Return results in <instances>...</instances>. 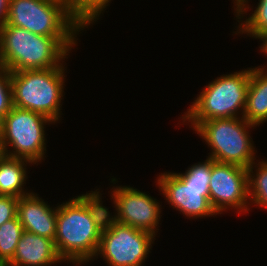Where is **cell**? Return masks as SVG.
Listing matches in <instances>:
<instances>
[{"label": "cell", "mask_w": 267, "mask_h": 266, "mask_svg": "<svg viewBox=\"0 0 267 266\" xmlns=\"http://www.w3.org/2000/svg\"><path fill=\"white\" fill-rule=\"evenodd\" d=\"M99 191H91L57 206L55 245L63 261L89 262L97 256L101 231L108 216Z\"/></svg>", "instance_id": "6da1fadb"}, {"label": "cell", "mask_w": 267, "mask_h": 266, "mask_svg": "<svg viewBox=\"0 0 267 266\" xmlns=\"http://www.w3.org/2000/svg\"><path fill=\"white\" fill-rule=\"evenodd\" d=\"M75 39L37 35L4 24L0 28V66L10 72L59 67L76 45Z\"/></svg>", "instance_id": "7a4b0ae2"}, {"label": "cell", "mask_w": 267, "mask_h": 266, "mask_svg": "<svg viewBox=\"0 0 267 266\" xmlns=\"http://www.w3.org/2000/svg\"><path fill=\"white\" fill-rule=\"evenodd\" d=\"M64 69L62 64L48 69L11 72L13 106L40 113L56 123L61 115Z\"/></svg>", "instance_id": "3957f363"}, {"label": "cell", "mask_w": 267, "mask_h": 266, "mask_svg": "<svg viewBox=\"0 0 267 266\" xmlns=\"http://www.w3.org/2000/svg\"><path fill=\"white\" fill-rule=\"evenodd\" d=\"M249 79L250 68L218 77L203 88L182 116L183 122H190L194 130L206 120L239 117L238 110L241 114L245 110Z\"/></svg>", "instance_id": "277c9868"}, {"label": "cell", "mask_w": 267, "mask_h": 266, "mask_svg": "<svg viewBox=\"0 0 267 266\" xmlns=\"http://www.w3.org/2000/svg\"><path fill=\"white\" fill-rule=\"evenodd\" d=\"M212 158L192 165L185 173H161L159 190L173 208L184 216L201 218L217 215L209 201V180Z\"/></svg>", "instance_id": "5b68a950"}, {"label": "cell", "mask_w": 267, "mask_h": 266, "mask_svg": "<svg viewBox=\"0 0 267 266\" xmlns=\"http://www.w3.org/2000/svg\"><path fill=\"white\" fill-rule=\"evenodd\" d=\"M252 127L255 125L243 117H235L206 120L194 130L210 146L209 158L249 168L256 160L254 144L248 132Z\"/></svg>", "instance_id": "8992f818"}, {"label": "cell", "mask_w": 267, "mask_h": 266, "mask_svg": "<svg viewBox=\"0 0 267 266\" xmlns=\"http://www.w3.org/2000/svg\"><path fill=\"white\" fill-rule=\"evenodd\" d=\"M6 25L48 37H76L83 30L60 0H9Z\"/></svg>", "instance_id": "52a82bcc"}, {"label": "cell", "mask_w": 267, "mask_h": 266, "mask_svg": "<svg viewBox=\"0 0 267 266\" xmlns=\"http://www.w3.org/2000/svg\"><path fill=\"white\" fill-rule=\"evenodd\" d=\"M47 123L54 122L40 113L13 106L0 122L1 152L33 164L41 162L46 153L44 126ZM7 146L13 147V152Z\"/></svg>", "instance_id": "ba28073f"}, {"label": "cell", "mask_w": 267, "mask_h": 266, "mask_svg": "<svg viewBox=\"0 0 267 266\" xmlns=\"http://www.w3.org/2000/svg\"><path fill=\"white\" fill-rule=\"evenodd\" d=\"M154 237L150 232L116 222L108 213L96 257L103 256L109 266H143Z\"/></svg>", "instance_id": "9c48e42d"}, {"label": "cell", "mask_w": 267, "mask_h": 266, "mask_svg": "<svg viewBox=\"0 0 267 266\" xmlns=\"http://www.w3.org/2000/svg\"><path fill=\"white\" fill-rule=\"evenodd\" d=\"M248 199L247 168L212 159L209 201L216 213L221 214L222 211H226L230 207L239 211L238 213L243 210V212L249 211Z\"/></svg>", "instance_id": "30bf717a"}, {"label": "cell", "mask_w": 267, "mask_h": 266, "mask_svg": "<svg viewBox=\"0 0 267 266\" xmlns=\"http://www.w3.org/2000/svg\"><path fill=\"white\" fill-rule=\"evenodd\" d=\"M116 215L110 218L116 222L130 225L152 233L158 232L161 205L154 198L130 186L116 187L111 192Z\"/></svg>", "instance_id": "8fae6325"}, {"label": "cell", "mask_w": 267, "mask_h": 266, "mask_svg": "<svg viewBox=\"0 0 267 266\" xmlns=\"http://www.w3.org/2000/svg\"><path fill=\"white\" fill-rule=\"evenodd\" d=\"M38 194L31 193L18 199L17 217L24 231L54 240L57 207L51 208Z\"/></svg>", "instance_id": "7c38bea8"}, {"label": "cell", "mask_w": 267, "mask_h": 266, "mask_svg": "<svg viewBox=\"0 0 267 266\" xmlns=\"http://www.w3.org/2000/svg\"><path fill=\"white\" fill-rule=\"evenodd\" d=\"M61 261L54 240L24 231L7 266H51Z\"/></svg>", "instance_id": "4fadbf2b"}, {"label": "cell", "mask_w": 267, "mask_h": 266, "mask_svg": "<svg viewBox=\"0 0 267 266\" xmlns=\"http://www.w3.org/2000/svg\"><path fill=\"white\" fill-rule=\"evenodd\" d=\"M265 71L262 67L250 68L246 105L242 115L256 127L267 121V71Z\"/></svg>", "instance_id": "5bb4252c"}, {"label": "cell", "mask_w": 267, "mask_h": 266, "mask_svg": "<svg viewBox=\"0 0 267 266\" xmlns=\"http://www.w3.org/2000/svg\"><path fill=\"white\" fill-rule=\"evenodd\" d=\"M31 161L10 157L5 154L0 155V194L2 196H12L21 198L22 196L28 195L24 191V184H26V164Z\"/></svg>", "instance_id": "9a60e30c"}, {"label": "cell", "mask_w": 267, "mask_h": 266, "mask_svg": "<svg viewBox=\"0 0 267 266\" xmlns=\"http://www.w3.org/2000/svg\"><path fill=\"white\" fill-rule=\"evenodd\" d=\"M111 0H63L69 15L84 29L97 21Z\"/></svg>", "instance_id": "2e32d148"}, {"label": "cell", "mask_w": 267, "mask_h": 266, "mask_svg": "<svg viewBox=\"0 0 267 266\" xmlns=\"http://www.w3.org/2000/svg\"><path fill=\"white\" fill-rule=\"evenodd\" d=\"M256 164V166H254ZM258 165V166H257ZM256 167V174L253 169ZM248 171V194L250 203L259 207L267 208V160L253 163L247 168Z\"/></svg>", "instance_id": "e0dca14e"}, {"label": "cell", "mask_w": 267, "mask_h": 266, "mask_svg": "<svg viewBox=\"0 0 267 266\" xmlns=\"http://www.w3.org/2000/svg\"><path fill=\"white\" fill-rule=\"evenodd\" d=\"M23 232L18 217L0 226V263L8 264L12 260Z\"/></svg>", "instance_id": "ac0fdd59"}, {"label": "cell", "mask_w": 267, "mask_h": 266, "mask_svg": "<svg viewBox=\"0 0 267 266\" xmlns=\"http://www.w3.org/2000/svg\"><path fill=\"white\" fill-rule=\"evenodd\" d=\"M238 33L249 34L250 37L257 38L267 31V0H259L258 6L254 13L243 23L240 24Z\"/></svg>", "instance_id": "d6986e66"}, {"label": "cell", "mask_w": 267, "mask_h": 266, "mask_svg": "<svg viewBox=\"0 0 267 266\" xmlns=\"http://www.w3.org/2000/svg\"><path fill=\"white\" fill-rule=\"evenodd\" d=\"M12 107L11 72L0 66V122Z\"/></svg>", "instance_id": "ffe728a7"}, {"label": "cell", "mask_w": 267, "mask_h": 266, "mask_svg": "<svg viewBox=\"0 0 267 266\" xmlns=\"http://www.w3.org/2000/svg\"><path fill=\"white\" fill-rule=\"evenodd\" d=\"M18 199L12 196L0 197V226L17 217Z\"/></svg>", "instance_id": "44dd1931"}, {"label": "cell", "mask_w": 267, "mask_h": 266, "mask_svg": "<svg viewBox=\"0 0 267 266\" xmlns=\"http://www.w3.org/2000/svg\"><path fill=\"white\" fill-rule=\"evenodd\" d=\"M9 0H0V28L6 24Z\"/></svg>", "instance_id": "7402d4cb"}, {"label": "cell", "mask_w": 267, "mask_h": 266, "mask_svg": "<svg viewBox=\"0 0 267 266\" xmlns=\"http://www.w3.org/2000/svg\"><path fill=\"white\" fill-rule=\"evenodd\" d=\"M235 6H236V17H238L237 19H241V17L243 18L244 16H242L245 12H247V7L249 8L248 1L247 0H235L234 2ZM240 16V17H239Z\"/></svg>", "instance_id": "603a6c76"}, {"label": "cell", "mask_w": 267, "mask_h": 266, "mask_svg": "<svg viewBox=\"0 0 267 266\" xmlns=\"http://www.w3.org/2000/svg\"><path fill=\"white\" fill-rule=\"evenodd\" d=\"M257 38L263 41L262 46L260 47L261 52L267 54V31L259 35Z\"/></svg>", "instance_id": "cb8c5ba5"}, {"label": "cell", "mask_w": 267, "mask_h": 266, "mask_svg": "<svg viewBox=\"0 0 267 266\" xmlns=\"http://www.w3.org/2000/svg\"><path fill=\"white\" fill-rule=\"evenodd\" d=\"M0 266H7V264H4V263H0Z\"/></svg>", "instance_id": "d4e9b609"}]
</instances>
